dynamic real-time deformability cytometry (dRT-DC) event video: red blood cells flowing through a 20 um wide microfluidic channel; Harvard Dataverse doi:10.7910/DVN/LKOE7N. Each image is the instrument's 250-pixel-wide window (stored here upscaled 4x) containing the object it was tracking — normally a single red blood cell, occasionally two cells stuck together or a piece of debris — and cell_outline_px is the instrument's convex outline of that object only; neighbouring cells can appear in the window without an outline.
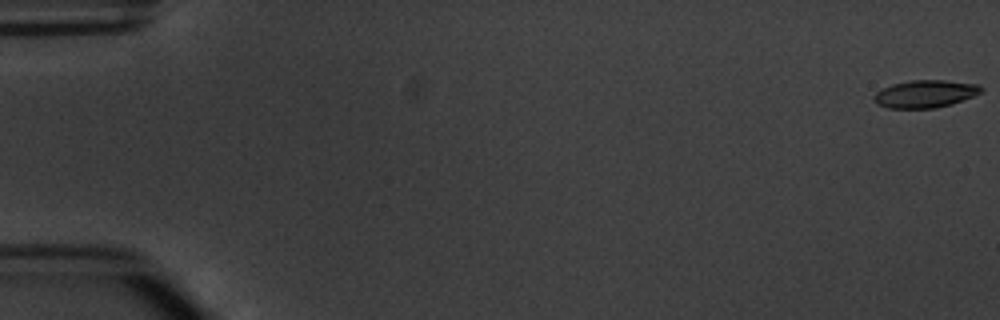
{"species": "common noctule bat (a hibernating species)", "species_latin": "Nyctalus noctula", "temperature_condition": "warm", "stored_images_in_passage": 4, "camera_frame_rate_fps": 3000, "um_per_image_px": 0.085, "animal": {"sex": "male", "body_mass_g": 20.1, "forearm_length_mm": 53.5}, "frame": {"image": 1, "passage_image": 1, "time_ms": 0.0, "image_size_px": [1000, 320], "cell_outline_px": [[984, 88], [980, 92], [972, 96], [952, 104], [936, 108], [888, 108], [876, 104], [872, 96], [876, 92], [892, 84], [912, 80], [944, 80], [980, 84]], "centroid_in_image_um": [78.63, 7.98], "position_along_channel_um": 6.4, "area_um2": 17.22}}